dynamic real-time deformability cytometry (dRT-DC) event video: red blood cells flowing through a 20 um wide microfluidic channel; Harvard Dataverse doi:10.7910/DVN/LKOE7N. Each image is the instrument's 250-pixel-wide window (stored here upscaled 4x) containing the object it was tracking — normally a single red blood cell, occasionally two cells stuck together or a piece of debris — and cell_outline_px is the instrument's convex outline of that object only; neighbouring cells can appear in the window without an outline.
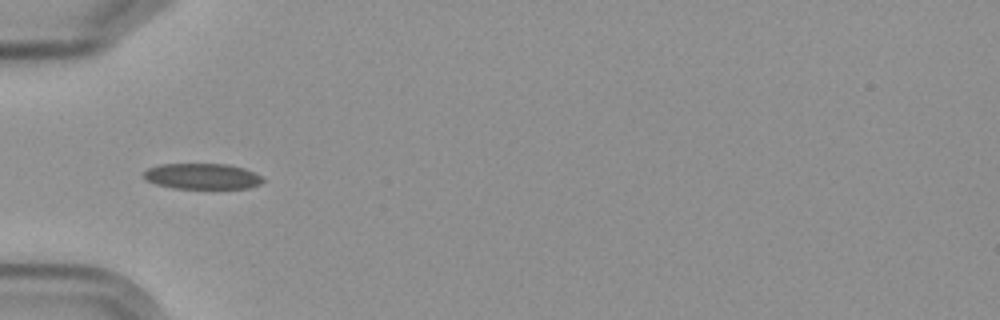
{"species": "Egyptian fruit bat (a non-hibernating species)", "species_latin": "Rousettus aegyptiacus", "temperature_condition": "cold", "stored_images_in_passage": 4, "camera_frame_rate_fps": 3000, "um_per_image_px": 0.085, "frame": {"image": 1, "passage_image": 1, "time_ms": 0.0, "image_size_px": [1000, 320], "cell_outline_px": [[264, 180], [260, 184], [248, 188], [176, 188], [156, 184], [148, 180], [144, 176], [144, 172], [148, 168], [160, 164], [228, 164], [244, 168], [260, 176]], "centroid_in_image_um": [17.19, 14.98], "position_along_channel_um": 67.8, "area_um2": 17.63}}
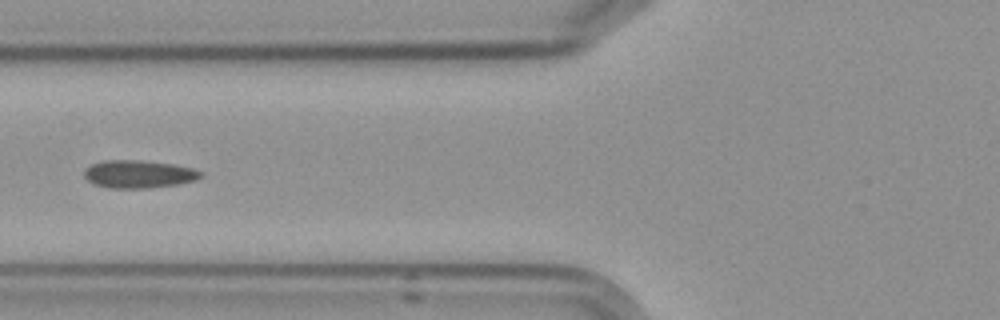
{"frame": {"image": 2, "passage_image": 2, "time_ms": 1.333, "image_size_px": [1000, 320], "cell_outline_px": [[204, 176], [196, 180], [176, 184], [148, 188], [108, 188], [92, 184], [84, 176], [84, 168], [92, 164], [104, 160], [132, 160], [172, 164], [192, 168], [204, 172]], "centroid_in_image_um": [11.77, 14.81], "position_along_channel_um": 114.0, "area_um2": 18.9}}
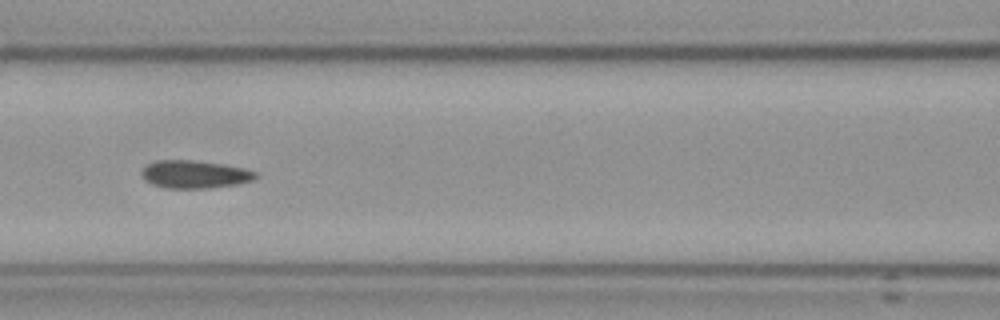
{"frame": {"image": 3, "passage_image": 3, "time_ms": 2.333, "image_size_px": [1000, 320], "cell_outline_px": [[260, 176], [256, 180], [240, 184], [208, 188], [164, 188], [152, 184], [144, 180], [140, 172], [148, 164], [156, 160], [192, 160], [220, 164], [244, 168], [256, 172]], "centroid_in_image_um": [16.58, 14.83], "position_along_channel_um": 150.0, "area_um2": 18.67}}